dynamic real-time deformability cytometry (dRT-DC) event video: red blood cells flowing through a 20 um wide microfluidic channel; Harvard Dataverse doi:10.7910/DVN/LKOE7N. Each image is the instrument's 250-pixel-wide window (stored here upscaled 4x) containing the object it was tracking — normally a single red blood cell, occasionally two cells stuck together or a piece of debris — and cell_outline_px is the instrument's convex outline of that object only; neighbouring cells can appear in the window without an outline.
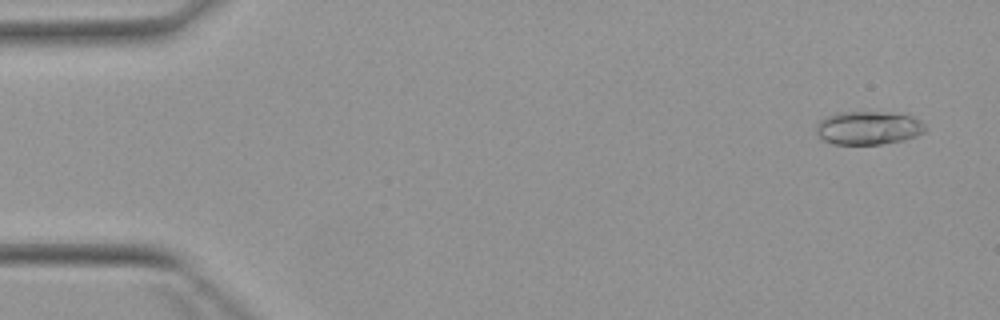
{"species": "Egyptian fruit bat (a non-hibernating species)", "species_latin": "Rousettus aegyptiacus", "temperature_condition": "warm", "stored_images_in_passage": 5, "camera_frame_rate_fps": 3000, "um_per_image_px": 0.085, "animal": {"sex": "female"}, "frame": {"image": 1, "passage_image": 1, "time_ms": 0.0, "image_size_px": [1000, 320], "cell_outline_px": [[928, 128], [924, 132], [916, 136], [904, 140], [884, 144], [832, 144], [824, 140], [816, 132], [816, 124], [824, 116], [836, 112], [880, 112], [912, 116], [920, 120]], "centroid_in_image_um": [73.8, 10.87], "position_along_channel_um": 11.2, "area_um2": 21.39}}
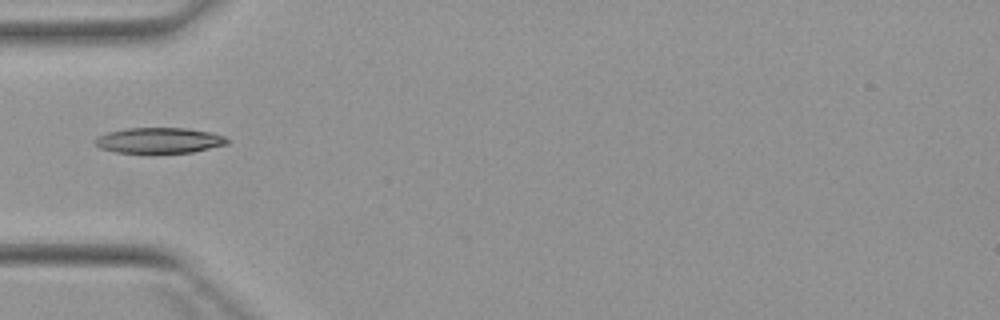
{"frame": {"image": 2, "passage_image": 4, "time_ms": 4.667, "image_size_px": [1000, 320], "cell_outline_px": [[228, 144], [192, 152], [156, 156], [148, 156], [116, 152], [100, 148], [92, 140], [96, 136], [108, 132], [128, 128], [188, 128], [208, 132], [224, 136], [228, 140]], "centroid_in_image_um": [13.47, 11.99], "position_along_channel_um": 71.5, "area_um2": 20.69}}
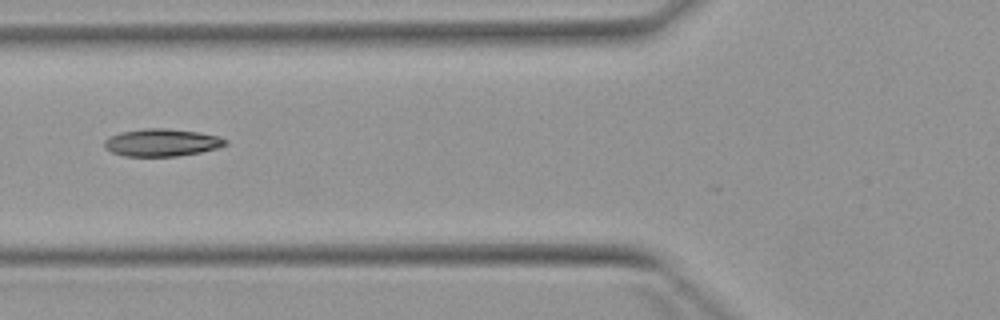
{"frame": {"image": 3, "passage_image": 5, "time_ms": 5.667, "image_size_px": [1000, 320], "cell_outline_px": [[228, 144], [216, 148], [200, 152], [176, 156], [124, 156], [112, 152], [104, 148], [104, 140], [108, 136], [120, 132], [144, 128], [164, 128], [196, 132], [216, 136], [228, 140]], "centroid_in_image_um": [13.7, 12.11], "position_along_channel_um": 112.1, "area_um2": 19.31}}